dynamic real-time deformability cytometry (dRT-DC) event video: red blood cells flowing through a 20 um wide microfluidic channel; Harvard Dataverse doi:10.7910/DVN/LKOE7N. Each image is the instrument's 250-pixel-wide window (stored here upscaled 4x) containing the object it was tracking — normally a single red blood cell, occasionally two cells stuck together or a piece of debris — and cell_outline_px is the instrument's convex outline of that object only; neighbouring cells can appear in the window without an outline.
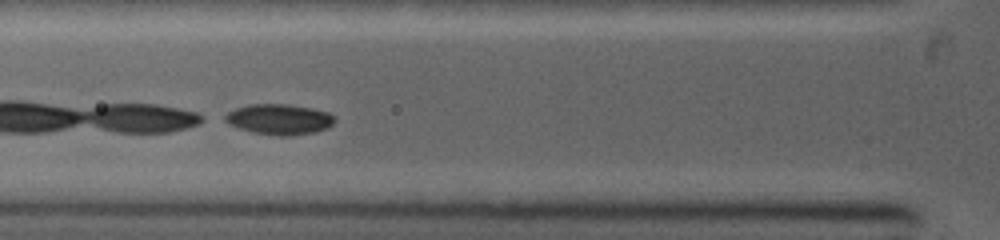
{"species": "common noctule bat (a hibernating species)", "species_latin": "Nyctalus noctula", "temperature_condition": "warm", "stored_images_in_passage": 3, "camera_frame_rate_fps": 5000, "um_per_image_px": 0.085, "animal": {"sex": "female", "body_mass_g": 19.0, "forearm_length_mm": 53.3}, "frame": {"image": 1, "passage_image": 2, "time_ms": 0.6, "image_size_px": [1000, 240], "cell_outline_px": [[336, 120], [328, 128], [316, 132], [288, 136], [276, 136], [252, 132], [228, 124], [220, 120], [220, 116], [236, 108], [248, 104], [288, 104], [312, 108], [328, 112]], "centroid_in_image_um": [23.68, 10.14], "position_along_channel_um": 102.1, "area_um2": 19.83}}